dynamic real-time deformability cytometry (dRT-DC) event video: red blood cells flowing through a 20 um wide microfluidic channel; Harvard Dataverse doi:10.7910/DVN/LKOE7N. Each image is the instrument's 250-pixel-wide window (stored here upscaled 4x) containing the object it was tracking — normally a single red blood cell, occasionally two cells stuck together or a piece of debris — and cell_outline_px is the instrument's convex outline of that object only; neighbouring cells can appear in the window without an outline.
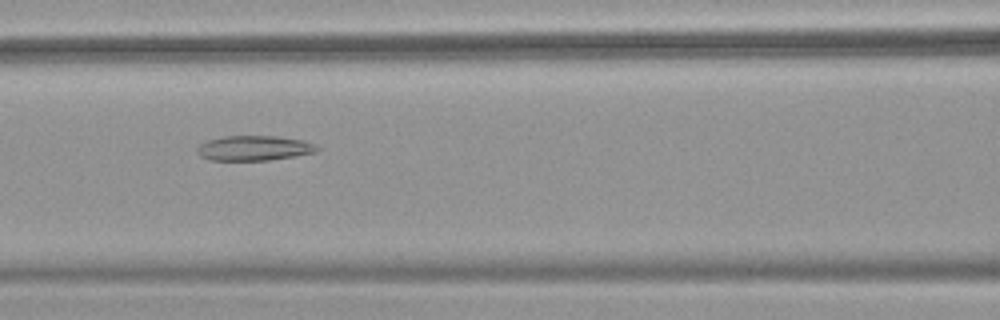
{"species": "common noctule bat (a hibernating species)", "species_latin": "Nyctalus noctula", "temperature_condition": "warm", "stored_images_in_passage": 52, "camera_frame_rate_fps": 3000, "um_per_image_px": 0.085, "animal": {"sex": "female", "body_mass_g": 18.4}, "frame": {"image": 1, "passage_image": 23, "time_ms": 7.333, "image_size_px": [1000, 320], "cell_outline_px": [[320, 148], [316, 152], [296, 156], [268, 160], [208, 160], [200, 156], [196, 152], [196, 148], [200, 144], [208, 140], [224, 136], [276, 136], [304, 140]], "centroid_in_image_um": [21.57, 12.59], "position_along_channel_um": 145.0, "area_um2": 17.46}}
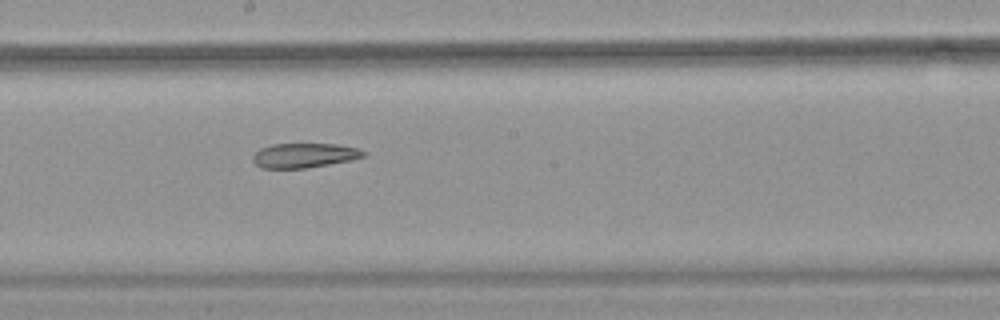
{"frame": {"image": 2, "passage_image": 29, "time_ms": 9.333, "image_size_px": [1000, 320], "cell_outline_px": [[368, 152], [364, 156], [352, 160], [304, 168], [260, 168], [252, 160], [252, 156], [260, 148], [272, 144], [336, 144], [356, 148]], "centroid_in_image_um": [25.85, 13.21], "position_along_channel_um": 222.4, "area_um2": 15.78}}
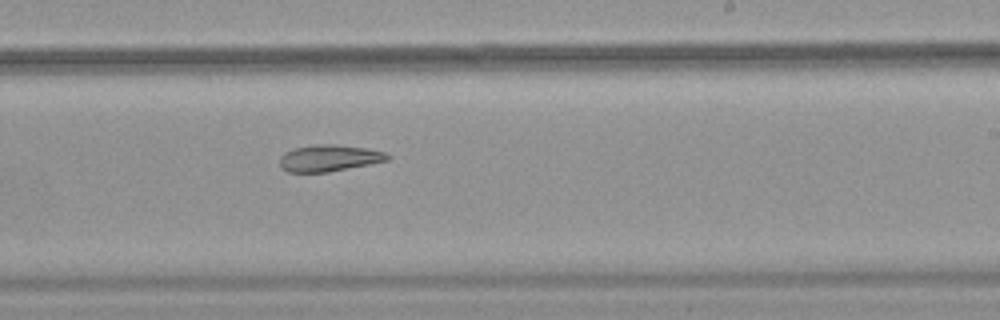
{"frame": {"image": 3, "passage_image": 32, "time_ms": 10.333, "image_size_px": [1000, 320], "cell_outline_px": [[392, 156], [388, 160], [328, 172], [288, 172], [280, 168], [280, 156], [284, 152], [296, 148], [316, 144], [336, 144], [368, 148], [384, 152]], "centroid_in_image_um": [27.96, 13.43], "position_along_channel_um": 261.0, "area_um2": 16.7}, "authors_computed_cell_mechanics": {"area_um2": 22.3108, "velocity_mm_per_s": 3.8899, "shape_relaxation_time_tau1_ms": null, "shape_relaxation_time_tau2_ms": 9.939, "deformation_change_tau1": null, "deformation_change_tau2": 0.2114}}